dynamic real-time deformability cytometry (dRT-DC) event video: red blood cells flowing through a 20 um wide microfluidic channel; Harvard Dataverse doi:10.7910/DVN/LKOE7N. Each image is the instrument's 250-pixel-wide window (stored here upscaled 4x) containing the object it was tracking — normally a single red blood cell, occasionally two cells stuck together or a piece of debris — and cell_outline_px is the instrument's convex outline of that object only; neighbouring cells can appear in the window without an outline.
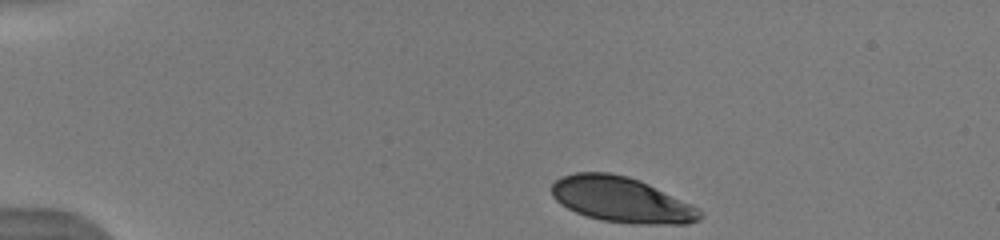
{"species": "human", "species_latin": "Homo sapiens", "temperature_condition": "warm", "stored_images_in_passage": 24, "camera_frame_rate_fps": 3000, "um_per_image_px": 0.085, "donor": {"sex": "male"}, "frame": {"image": 1, "passage_image": 1, "time_ms": 0.0, "image_size_px": [1000, 240], "cell_outline_px": [[704, 216], [700, 220], [688, 224], [632, 224], [600, 220], [576, 212], [560, 204], [552, 196], [552, 184], [560, 176], [576, 172], [608, 172], [628, 176], [640, 180], [692, 204], [700, 208], [704, 212]], "centroid_in_image_um": [52.87, 16.98], "position_along_channel_um": 32.1, "area_um2": 39.59}}
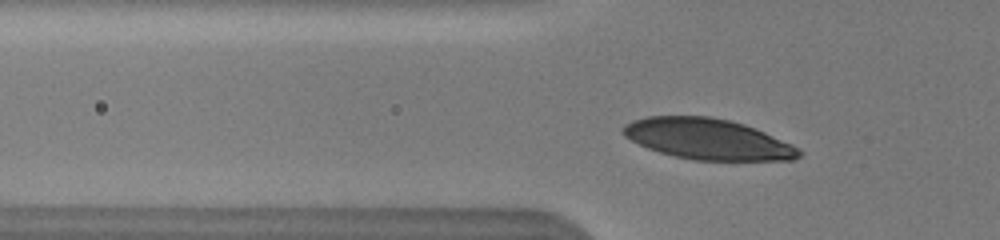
{"frame": {"image": 2, "passage_image": 15, "time_ms": 2.667, "image_size_px": [1000, 240], "cell_outline_px": [[804, 152], [800, 156], [792, 160], [692, 160], [660, 152], [648, 148], [624, 136], [620, 132], [620, 128], [624, 124], [632, 120], [648, 116], [708, 116], [728, 120], [744, 124], [764, 132], [792, 144], [800, 148]], "centroid_in_image_um": [60.15, 11.82], "position_along_channel_um": 65.7, "area_um2": 41.79}}